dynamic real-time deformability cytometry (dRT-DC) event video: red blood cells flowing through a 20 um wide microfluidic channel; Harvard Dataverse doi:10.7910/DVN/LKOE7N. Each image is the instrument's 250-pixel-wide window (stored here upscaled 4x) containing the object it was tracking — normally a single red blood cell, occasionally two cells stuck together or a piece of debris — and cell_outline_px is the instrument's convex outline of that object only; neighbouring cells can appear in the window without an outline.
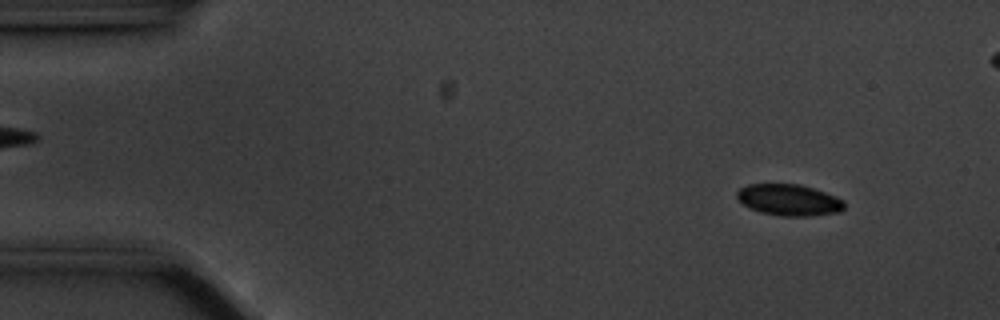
{"species": "common noctule bat (a hibernating species)", "species_latin": "Nyctalus noctula", "temperature_condition": "cold", "stored_images_in_passage": 57, "segment_of_instrument_passage": [1, 2], "camera_frame_rate_fps": 3000, "um_per_image_px": 0.085, "animal": {"sex": "male", "body_mass_g": 20.1, "forearm_length_mm": 53.5}, "frame": {"image": 1, "passage_image": 5, "time_ms": 1.333, "image_size_px": [1000, 320], "cell_outline_px": [[844, 208], [840, 212], [808, 216], [780, 216], [760, 212], [748, 208], [736, 196], [736, 192], [740, 188], [748, 184], [800, 184], [836, 196], [844, 200]], "centroid_in_image_um": [67.06, 17.0], "position_along_channel_um": 17.9, "area_um2": 19.65}}
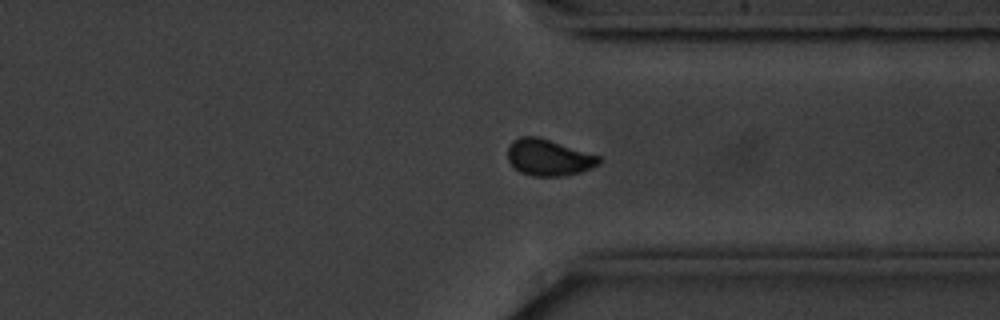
{"frame": {"image": 2, "passage_image": 42, "time_ms": 13.667, "image_size_px": [1000, 320], "cell_outline_px": [[604, 160], [600, 164], [580, 172], [560, 176], [532, 176], [520, 172], [508, 160], [508, 148], [512, 140], [520, 136], [536, 136], [600, 156]], "centroid_in_image_um": [46.64, 13.39], "position_along_channel_um": 364.8, "area_um2": 19.25}}
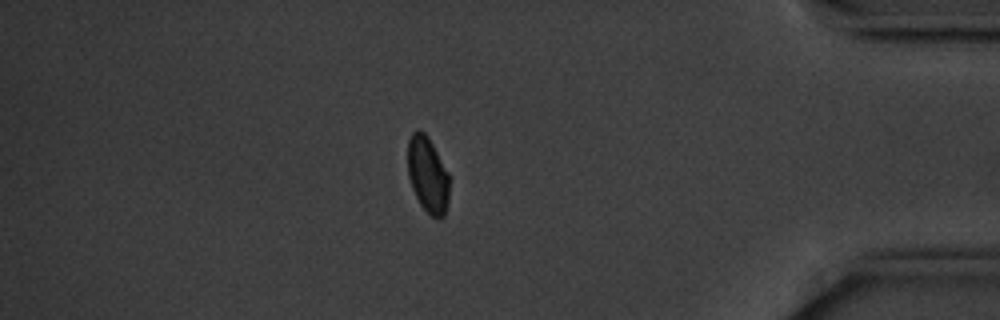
{"frame": {"image": 3, "passage_image": 48, "time_ms": 15.667, "image_size_px": [1000, 320], "cell_outline_px": [[448, 200], [444, 216], [432, 216], [420, 204], [412, 188], [408, 176], [408, 140], [412, 132], [416, 128], [420, 128], [428, 136], [448, 172]], "centroid_in_image_um": [36.33, 14.78], "position_along_channel_um": 398.9, "area_um2": 18.26}}